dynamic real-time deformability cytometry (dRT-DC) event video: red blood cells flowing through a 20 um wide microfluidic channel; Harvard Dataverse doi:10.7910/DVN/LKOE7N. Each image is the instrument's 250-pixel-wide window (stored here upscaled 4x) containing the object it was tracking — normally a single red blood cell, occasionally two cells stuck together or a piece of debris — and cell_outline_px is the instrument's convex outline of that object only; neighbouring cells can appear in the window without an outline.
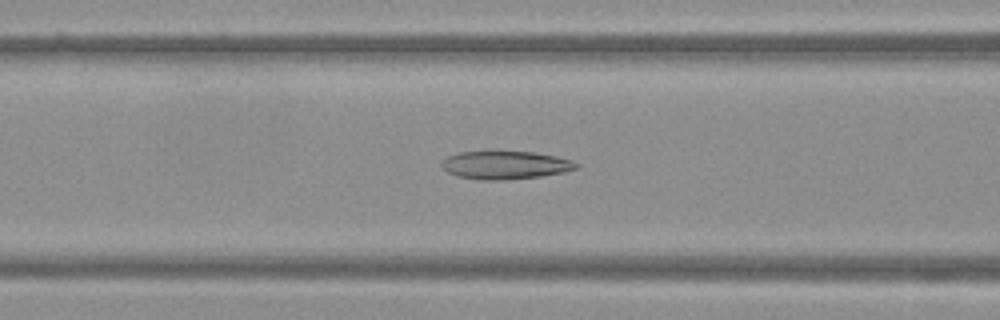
{"species": "Egyptian fruit bat (a non-hibernating species)", "species_latin": "Rousettus aegyptiacus", "temperature_condition": "warm", "stored_images_in_passage": 50, "camera_frame_rate_fps": 3000, "um_per_image_px": 0.085, "frame": {"image": 1, "passage_image": 21, "time_ms": 6.667, "image_size_px": [1000, 320], "cell_outline_px": [[580, 164], [576, 168], [564, 172], [540, 176], [504, 180], [480, 180], [456, 176], [448, 172], [440, 164], [448, 156], [460, 152], [488, 148], [532, 152], [556, 156], [572, 160]], "centroid_in_image_um": [42.91, 13.98], "position_along_channel_um": 123.7, "area_um2": 22.89}}
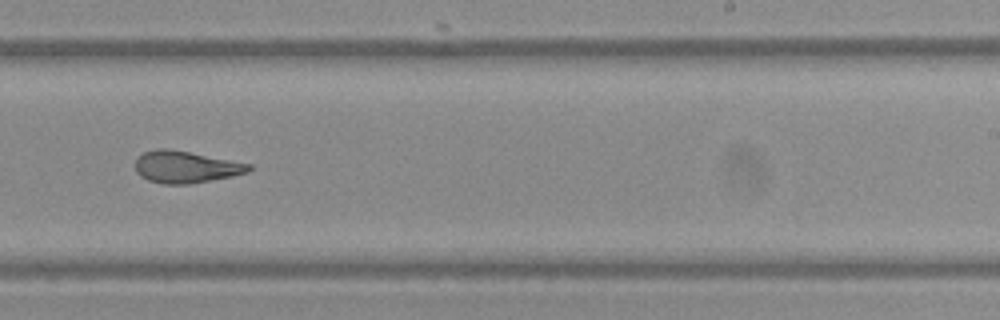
{"frame": {"image": 2, "passage_image": 32, "time_ms": 10.333, "image_size_px": [1000, 320], "cell_outline_px": [[252, 168], [248, 172], [232, 176], [188, 184], [164, 184], [148, 180], [140, 176], [136, 172], [136, 156], [144, 152], [156, 148], [168, 148], [252, 164]], "centroid_in_image_um": [15.76, 14.18], "position_along_channel_um": 273.2, "area_um2": 21.1}}
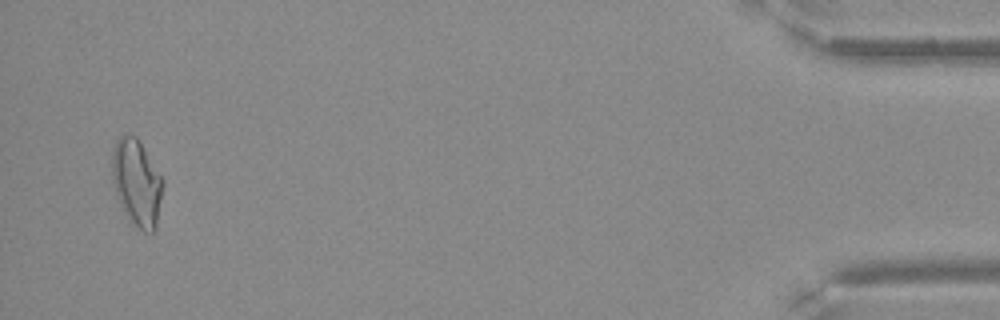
{"frame": {"image": 3, "passage_image": 49, "time_ms": 16.0, "image_size_px": [1000, 320], "cell_outline_px": [[164, 184], [156, 228], [152, 232], [144, 232], [128, 220], [120, 204], [112, 184], [112, 152], [116, 140], [120, 136], [136, 136], [164, 180]], "centroid_in_image_um": [11.62, 15.56], "position_along_channel_um": 423.6, "area_um2": 25.66}}